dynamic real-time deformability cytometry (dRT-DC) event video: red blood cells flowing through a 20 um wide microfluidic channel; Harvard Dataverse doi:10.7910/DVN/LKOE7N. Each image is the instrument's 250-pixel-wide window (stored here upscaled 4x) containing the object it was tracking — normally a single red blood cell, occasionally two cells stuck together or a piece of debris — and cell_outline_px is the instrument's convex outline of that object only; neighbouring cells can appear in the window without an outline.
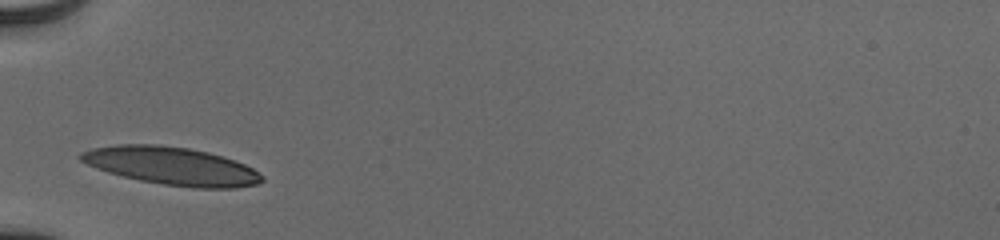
{"species": "human", "species_latin": "Homo sapiens", "temperature_condition": "cold", "stored_images_in_passage": 27, "camera_frame_rate_fps": 3000, "um_per_image_px": 0.085, "donor": {"sex": "male"}, "frame": {"image": 1, "passage_image": 1, "time_ms": 0.0, "image_size_px": [1000, 240], "cell_outline_px": [[264, 180], [256, 184], [236, 188], [192, 188], [164, 184], [140, 180], [108, 172], [96, 168], [80, 160], [76, 156], [80, 152], [92, 148], [116, 144], [160, 144], [188, 148], [208, 152], [224, 156], [236, 160], [252, 168], [264, 176]], "centroid_in_image_um": [14.59, 14.1], "position_along_channel_um": 70.4, "area_um2": 40.17}}
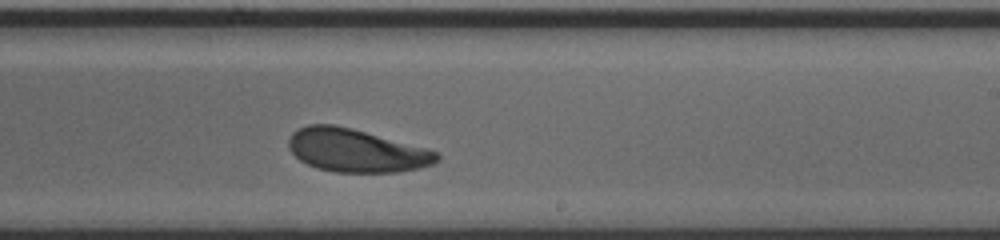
{"frame": {"image": 2, "passage_image": 16, "time_ms": 5.0, "image_size_px": [1000, 240], "cell_outline_px": [[440, 160], [432, 164], [416, 168], [396, 172], [336, 172], [316, 168], [300, 160], [288, 148], [288, 140], [292, 132], [308, 124], [332, 124], [352, 128], [428, 148], [440, 152]], "centroid_in_image_um": [30.29, 12.78], "position_along_channel_um": 258.7, "area_um2": 37.34}}
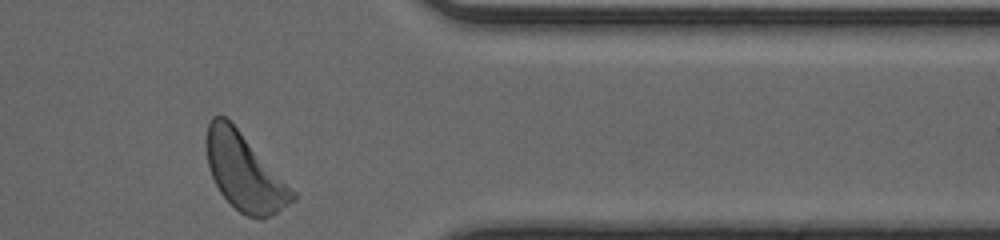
{"frame": {"image": 3, "passage_image": 27, "time_ms": 8.667, "image_size_px": [1000, 240], "cell_outline_px": [[296, 200], [276, 212], [260, 220], [248, 216], [240, 212], [220, 192], [208, 168], [204, 140], [204, 136], [208, 124], [212, 116], [224, 116], [236, 128], [296, 192]], "centroid_in_image_um": [20.74, 14.63], "position_along_channel_um": 390.7, "area_um2": 38.03}, "authors_computed_cell_mechanics": {"area_um2": 37.8012, "velocity_mm_per_s": 3.838, "shape_relaxation_time_tau1_ms": 2.027, "shape_relaxation_time_tau2_ms": 2.86, "deformation_change_tau1": 0.1122, "deformation_change_tau2": 0.0907}}